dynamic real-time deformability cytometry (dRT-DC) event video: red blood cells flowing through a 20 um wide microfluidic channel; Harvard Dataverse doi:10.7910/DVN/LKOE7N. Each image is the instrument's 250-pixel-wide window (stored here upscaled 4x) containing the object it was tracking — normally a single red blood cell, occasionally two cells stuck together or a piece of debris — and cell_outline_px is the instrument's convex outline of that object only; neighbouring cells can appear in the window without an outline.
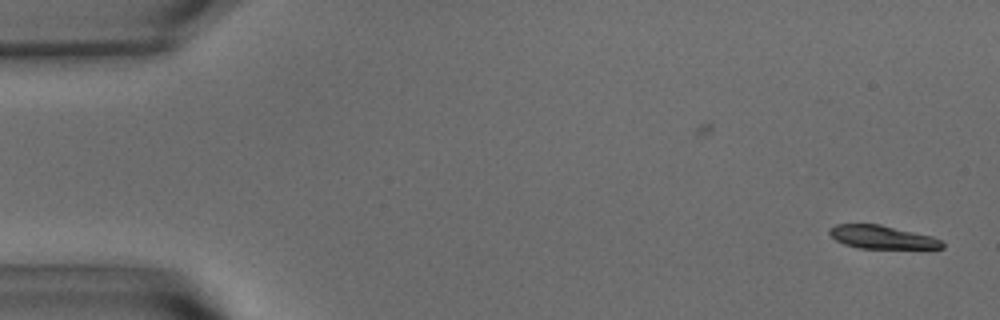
{"species": "common noctule bat (a hibernating species)", "species_latin": "Nyctalus noctula", "temperature_condition": "warm", "stored_images_in_passage": 56, "segment_of_instrument_passage": [1, 2], "camera_frame_rate_fps": 3000, "um_per_image_px": 0.085, "animal": {"sex": "male", "body_mass_g": 15.6}, "frame": {"image": 1, "passage_image": 1, "time_ms": 0.0, "image_size_px": [1000, 320], "cell_outline_px": [[944, 248], [860, 248], [844, 244], [836, 240], [828, 232], [828, 228], [836, 224], [880, 224], [932, 236], [940, 240], [944, 244]], "centroid_in_image_um": [74.94, 20.15], "position_along_channel_um": 10.1, "area_um2": 15.14}}
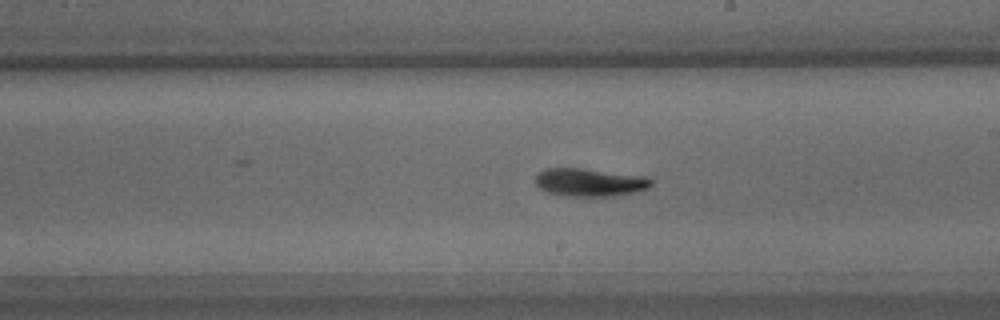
{"frame": {"image": 2, "passage_image": 31, "time_ms": 10.0, "image_size_px": [1000, 320], "cell_outline_px": [[652, 184], [648, 188], [636, 192], [616, 196], [568, 196], [548, 192], [540, 188], [536, 184], [536, 176], [544, 168], [580, 168], [648, 176], [652, 180]], "centroid_in_image_um": [50.17, 15.49], "position_along_channel_um": 238.8, "area_um2": 18.96}}
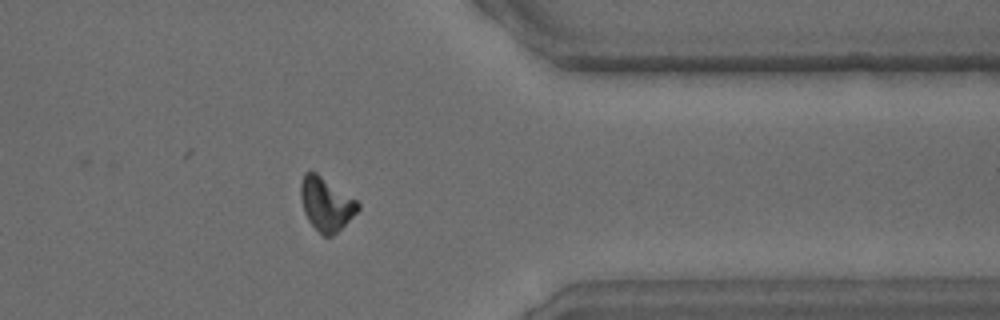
{"frame": {"image": 3, "passage_image": 44, "time_ms": 14.333, "image_size_px": [1000, 320], "cell_outline_px": [[360, 208], [332, 236], [324, 236], [308, 220], [304, 212], [300, 196], [300, 184], [304, 172], [316, 172], [356, 200], [360, 204]], "centroid_in_image_um": [27.69, 17.32], "position_along_channel_um": 383.7, "area_um2": 17.4}}